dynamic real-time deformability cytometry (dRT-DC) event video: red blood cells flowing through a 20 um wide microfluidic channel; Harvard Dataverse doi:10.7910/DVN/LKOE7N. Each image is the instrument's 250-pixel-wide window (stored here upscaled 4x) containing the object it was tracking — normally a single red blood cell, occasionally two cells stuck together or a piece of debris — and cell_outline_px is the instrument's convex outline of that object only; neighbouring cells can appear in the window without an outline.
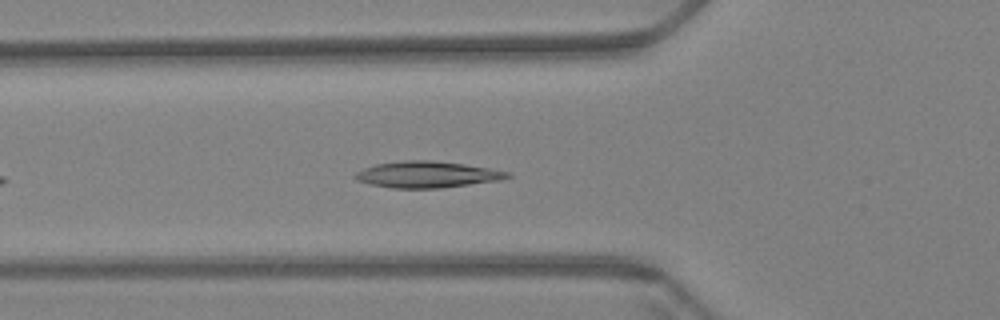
{"species": "Egyptian fruit bat (a non-hibernating species)", "species_latin": "Rousettus aegyptiacus", "temperature_condition": "warm", "stored_images_in_passage": 17, "camera_frame_rate_fps": 3000, "um_per_image_px": 0.085, "animal": {"sex": "female"}, "frame": {"image": 1, "passage_image": 8, "time_ms": 2.333, "image_size_px": [1000, 320], "cell_outline_px": [[512, 176], [500, 180], [440, 188], [392, 188], [368, 184], [356, 180], [352, 176], [356, 172], [364, 168], [376, 164], [404, 160], [428, 160], [464, 164], [512, 172]], "centroid_in_image_um": [36.28, 14.83], "position_along_channel_um": 89.5, "area_um2": 23.41}}
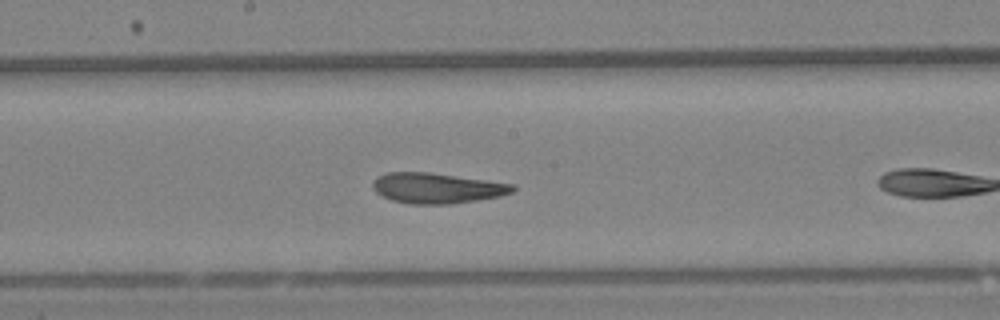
{"frame": {"image": 2, "passage_image": 15, "time_ms": 4.667, "image_size_px": [1000, 320], "cell_outline_px": [[516, 188], [512, 192], [500, 196], [452, 204], [408, 204], [392, 200], [376, 192], [372, 188], [372, 180], [376, 176], [384, 172], [428, 172], [488, 180], [516, 184]], "centroid_in_image_um": [37.12, 15.98], "position_along_channel_um": 211.1, "area_um2": 25.03}}